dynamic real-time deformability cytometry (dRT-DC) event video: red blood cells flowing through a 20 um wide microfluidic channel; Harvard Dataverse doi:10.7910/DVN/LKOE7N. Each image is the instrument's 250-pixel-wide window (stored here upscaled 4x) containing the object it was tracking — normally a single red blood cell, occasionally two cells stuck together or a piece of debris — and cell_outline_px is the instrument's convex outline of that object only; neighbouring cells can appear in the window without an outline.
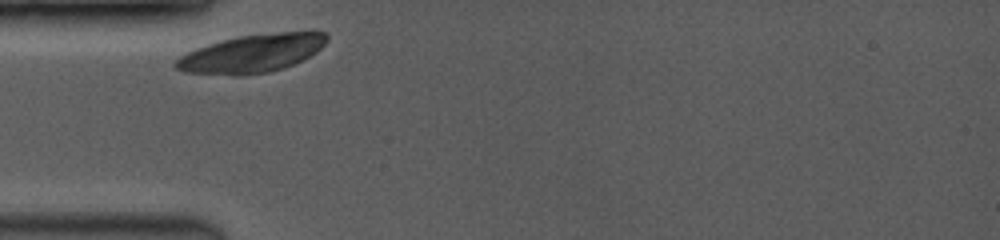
{"species": "common noctule bat (a hibernating species)", "species_latin": "Nyctalus noctula", "temperature_condition": "room temperature", "stored_images_in_passage": 6, "camera_frame_rate_fps": 3500, "um_per_image_px": 0.085, "animal": {"sex": "female", "body_mass_g": 19.0, "forearm_length_mm": 53.3}, "frame": {"image": 1, "passage_image": 1, "time_ms": 0.0, "image_size_px": [1000, 240], "cell_outline_px": [[328, 40], [316, 52], [284, 68], [268, 72], [240, 76], [232, 76], [184, 72], [176, 68], [172, 64], [180, 56], [196, 48], [208, 44], [240, 36], [276, 32], [324, 32], [328, 36]], "centroid_in_image_um": [21.37, 4.56], "position_along_channel_um": 63.6, "area_um2": 33.29}}
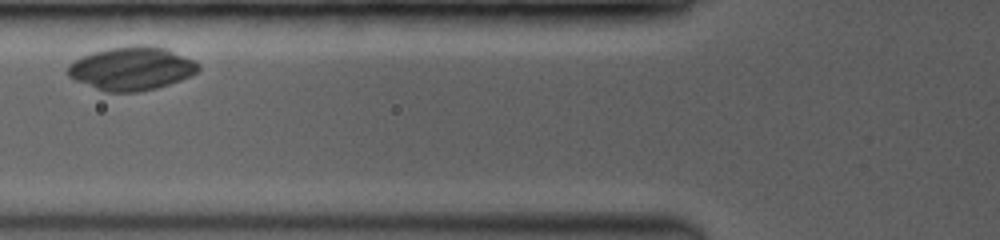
{"frame": {"image": 2, "passage_image": 3, "time_ms": 1.429, "image_size_px": [1000, 240], "cell_outline_px": [[200, 68], [196, 72], [180, 80], [156, 88], [136, 92], [108, 92], [96, 88], [76, 80], [68, 76], [68, 64], [72, 60], [80, 56], [92, 52], [108, 48], [136, 44], [148, 44], [168, 48], [196, 60], [200, 64]], "centroid_in_image_um": [11.2, 5.78], "position_along_channel_um": 114.6, "area_um2": 33.35}}
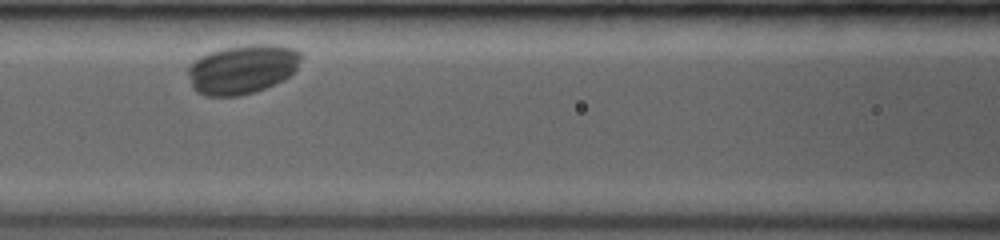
{"frame": {"image": 3, "passage_image": 4, "time_ms": 2.286, "image_size_px": [1000, 240], "cell_outline_px": [[304, 56], [296, 72], [284, 80], [264, 88], [240, 96], [208, 96], [196, 92], [192, 88], [188, 72], [188, 64], [200, 56], [224, 48], [244, 44], [276, 44], [296, 48]], "centroid_in_image_um": [20.65, 5.86], "position_along_channel_um": 146.0, "area_um2": 32.95}}